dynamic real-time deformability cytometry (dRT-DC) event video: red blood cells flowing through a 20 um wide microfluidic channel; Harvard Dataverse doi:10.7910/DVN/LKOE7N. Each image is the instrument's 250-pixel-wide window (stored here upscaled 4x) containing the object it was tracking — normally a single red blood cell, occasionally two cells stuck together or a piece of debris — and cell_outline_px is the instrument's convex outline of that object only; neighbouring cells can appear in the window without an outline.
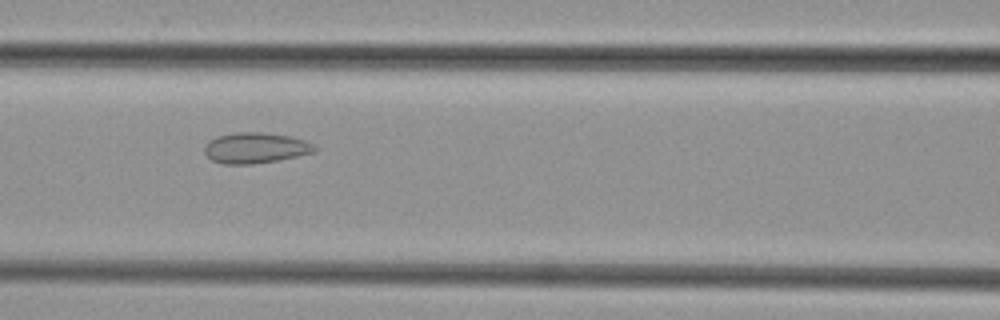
{"species": "common noctule bat (a hibernating species)", "species_latin": "Nyctalus noctula", "temperature_condition": "cold", "stored_images_in_passage": 38, "camera_frame_rate_fps": 3000, "um_per_image_px": 0.085, "animal": {"sex": "female", "body_mass_g": 29.2, "forearm_length_mm": 56.3}, "frame": {"image": 1, "passage_image": 11, "time_ms": 3.333, "image_size_px": [1000, 320], "cell_outline_px": [[316, 152], [280, 160], [252, 164], [224, 164], [212, 160], [204, 152], [204, 144], [208, 140], [216, 136], [236, 132], [260, 132], [292, 136], [304, 140], [312, 144], [316, 148]], "centroid_in_image_um": [21.7, 12.57], "position_along_channel_um": 144.9, "area_um2": 19.88}}
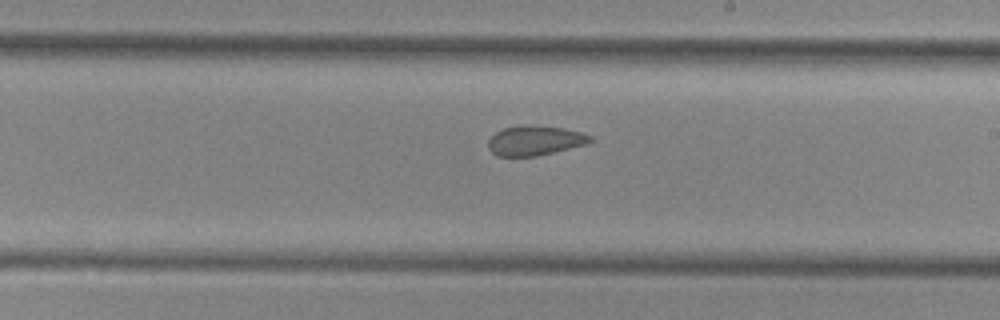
{"frame": {"image": 2, "passage_image": 18, "time_ms": 5.667, "image_size_px": [1000, 320], "cell_outline_px": [[596, 140], [588, 144], [536, 156], [496, 156], [488, 148], [488, 140], [496, 132], [504, 128], [524, 124], [564, 128], [580, 132], [592, 136]], "centroid_in_image_um": [45.49, 11.94], "position_along_channel_um": 243.5, "area_um2": 17.8}}
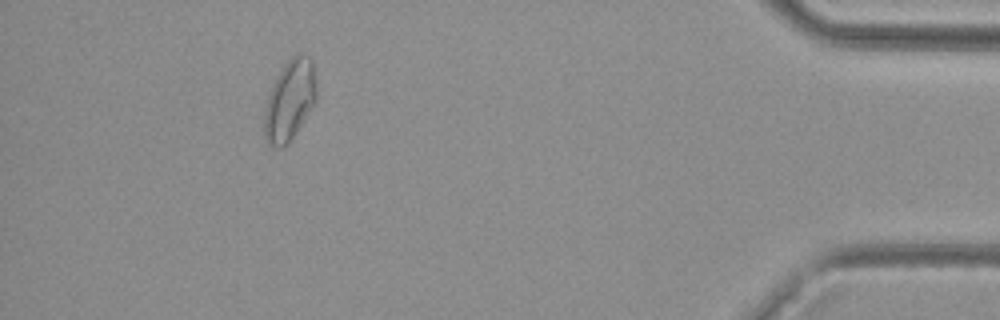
{"frame": {"image": 3, "passage_image": 34, "time_ms": 11.0, "image_size_px": [1000, 320], "cell_outline_px": [[316, 100], [288, 144], [284, 148], [276, 148], [268, 144], [264, 140], [264, 108], [272, 84], [284, 64], [296, 52], [304, 52], [312, 60], [316, 84]], "centroid_in_image_um": [24.6, 8.52], "position_along_channel_um": 410.6, "area_um2": 24.68}}